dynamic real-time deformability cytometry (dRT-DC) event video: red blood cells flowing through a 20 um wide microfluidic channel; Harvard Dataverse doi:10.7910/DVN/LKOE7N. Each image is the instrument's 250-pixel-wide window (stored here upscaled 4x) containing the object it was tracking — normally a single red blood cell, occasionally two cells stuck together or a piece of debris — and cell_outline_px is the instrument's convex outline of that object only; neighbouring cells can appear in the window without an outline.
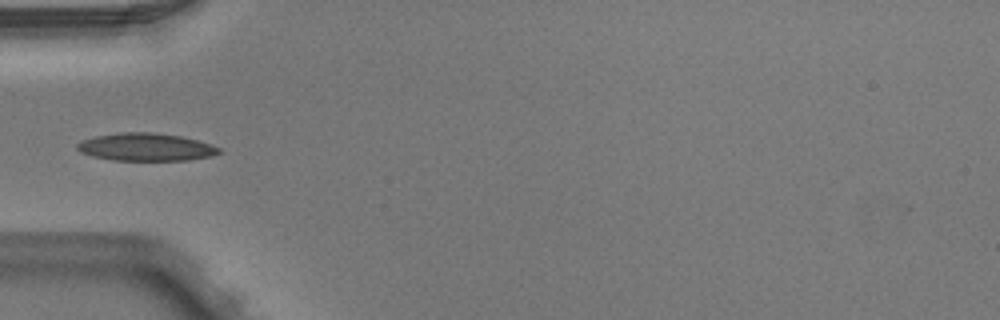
{"species": "Egyptian fruit bat (a non-hibernating species)", "species_latin": "Rousettus aegyptiacus", "temperature_condition": "warm", "stored_images_in_passage": 4, "camera_frame_rate_fps": 3000, "um_per_image_px": 0.085, "animal": {"sex": "male"}, "frame": {"image": 1, "passage_image": 4, "time_ms": 1.0, "image_size_px": [1000, 320], "cell_outline_px": [[220, 152], [212, 156], [188, 160], [112, 160], [92, 156], [80, 152], [76, 148], [76, 144], [80, 140], [96, 136], [120, 132], [148, 132], [180, 136], [196, 140], [220, 148]], "centroid_in_image_um": [12.34, 12.5], "position_along_channel_um": 72.7, "area_um2": 22.77}}